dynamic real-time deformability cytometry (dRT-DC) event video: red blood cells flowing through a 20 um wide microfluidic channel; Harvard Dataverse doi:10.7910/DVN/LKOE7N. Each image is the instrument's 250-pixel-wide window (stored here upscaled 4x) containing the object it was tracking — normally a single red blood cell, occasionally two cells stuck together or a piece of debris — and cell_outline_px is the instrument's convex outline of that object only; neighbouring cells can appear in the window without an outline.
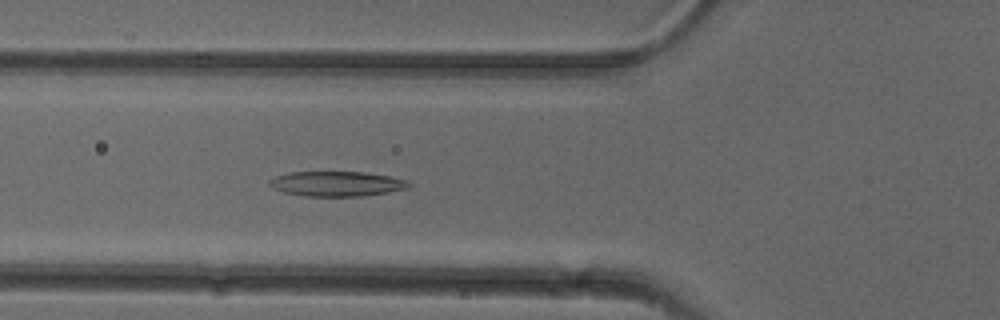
{"species": "common noctule bat (a hibernating species)", "species_latin": "Nyctalus noctula", "temperature_condition": "cold", "stored_images_in_passage": 52, "camera_frame_rate_fps": 3000, "um_per_image_px": 0.085, "animal": {"sex": "female"}, "frame": {"image": 1, "passage_image": 19, "time_ms": 6.0, "image_size_px": [1000, 320], "cell_outline_px": [[412, 184], [408, 188], [388, 192], [364, 196], [304, 196], [284, 192], [272, 188], [268, 184], [268, 180], [276, 176], [288, 172], [364, 172], [388, 176], [408, 180]], "centroid_in_image_um": [28.61, 15.62], "position_along_channel_um": 97.2, "area_um2": 20.35}}
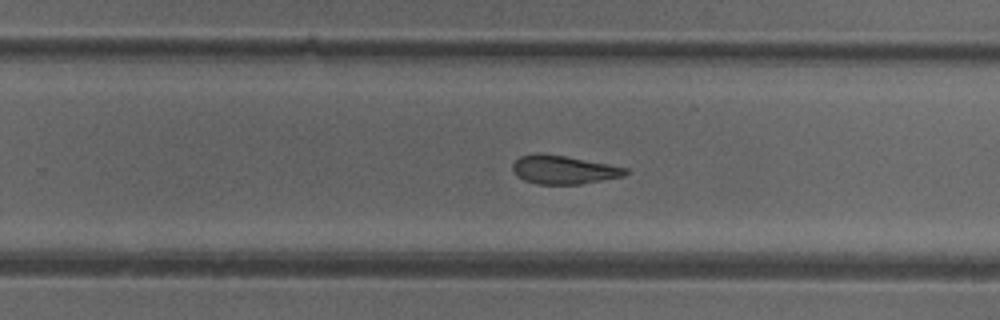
{"frame": {"image": 2, "passage_image": 33, "time_ms": 10.667, "image_size_px": [1000, 320], "cell_outline_px": [[628, 172], [624, 176], [580, 184], [536, 184], [524, 180], [516, 176], [512, 172], [512, 164], [520, 156], [540, 152], [544, 152], [608, 164], [628, 168]], "centroid_in_image_um": [47.86, 14.42], "position_along_channel_um": 281.9, "area_um2": 18.9}}
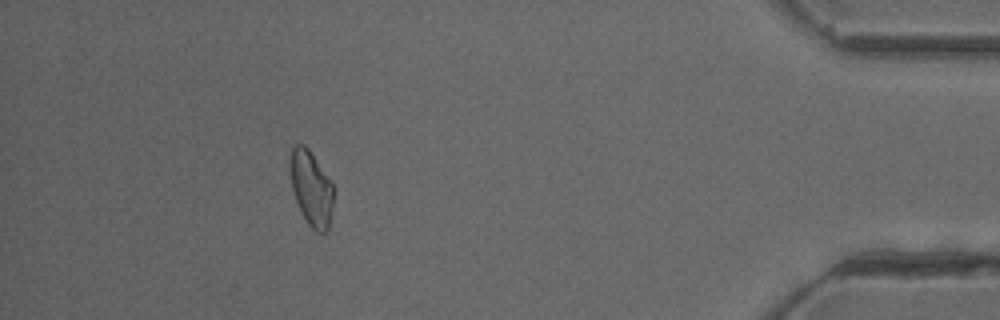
{"frame": {"image": 3, "passage_image": 47, "time_ms": 15.333, "image_size_px": [1000, 320], "cell_outline_px": [[332, 208], [328, 228], [324, 236], [316, 232], [308, 224], [296, 200], [292, 188], [288, 164], [292, 148], [296, 144], [304, 144], [308, 148], [332, 184]], "centroid_in_image_um": [26.43, 16.01], "position_along_channel_um": 408.8, "area_um2": 18.73}, "authors_computed_cell_mechanics": {"area_um2": 20.0855, "velocity_mm_per_s": 3.9422, "shape_relaxation_time_tau1_ms": 8.5715, "shape_relaxation_time_tau2_ms": 2.7998, "deformation_change_tau1": 0.2219, "deformation_change_tau2": 0.1072}}